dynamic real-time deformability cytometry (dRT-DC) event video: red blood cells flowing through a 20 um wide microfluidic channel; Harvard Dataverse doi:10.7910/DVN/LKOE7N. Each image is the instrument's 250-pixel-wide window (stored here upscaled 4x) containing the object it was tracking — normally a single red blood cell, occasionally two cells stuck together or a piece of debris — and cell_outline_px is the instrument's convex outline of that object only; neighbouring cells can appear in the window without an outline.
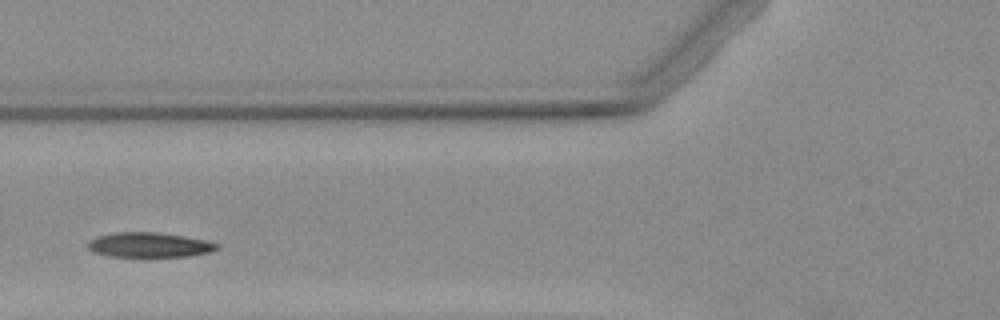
{"species": "Egyptian fruit bat (a non-hibernating species)", "species_latin": "Rousettus aegyptiacus", "temperature_condition": "warm", "stored_images_in_passage": 2, "camera_frame_rate_fps": 3000, "um_per_image_px": 0.085, "animal": {"sex": "female"}, "frame": {"image": 1, "passage_image": 2, "time_ms": 1.333, "image_size_px": [1000, 320], "cell_outline_px": [[220, 248], [208, 252], [188, 256], [108, 256], [92, 252], [88, 248], [88, 244], [96, 236], [112, 232], [156, 232], [184, 236], [204, 240], [220, 244]], "centroid_in_image_um": [12.67, 20.81], "position_along_channel_um": 113.1, "area_um2": 18.55}}